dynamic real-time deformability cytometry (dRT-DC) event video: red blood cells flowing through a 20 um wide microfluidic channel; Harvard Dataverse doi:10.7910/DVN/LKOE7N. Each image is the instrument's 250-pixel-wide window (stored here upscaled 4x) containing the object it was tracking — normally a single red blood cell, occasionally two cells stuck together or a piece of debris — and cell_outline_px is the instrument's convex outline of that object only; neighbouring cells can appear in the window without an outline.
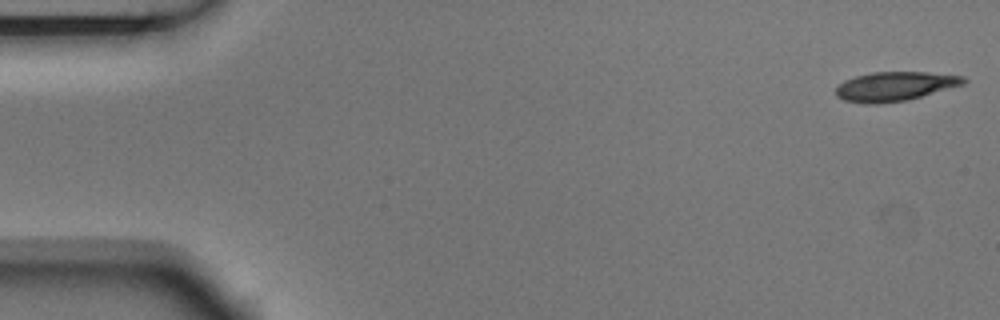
{"species": "Egyptian fruit bat (a non-hibernating species)", "species_latin": "Rousettus aegyptiacus", "temperature_condition": "room temperature", "stored_images_in_passage": 4, "camera_frame_rate_fps": 3000, "um_per_image_px": 0.085, "animal": {"sex": "male"}, "frame": {"image": 1, "passage_image": 1, "time_ms": 0.0, "image_size_px": [1000, 320], "cell_outline_px": [[968, 80], [964, 84], [908, 100], [876, 104], [864, 104], [844, 100], [836, 96], [836, 88], [844, 80], [856, 76], [872, 72], [928, 72], [964, 76]], "centroid_in_image_um": [76.07, 7.34], "position_along_channel_um": 8.9, "area_um2": 21.79}}
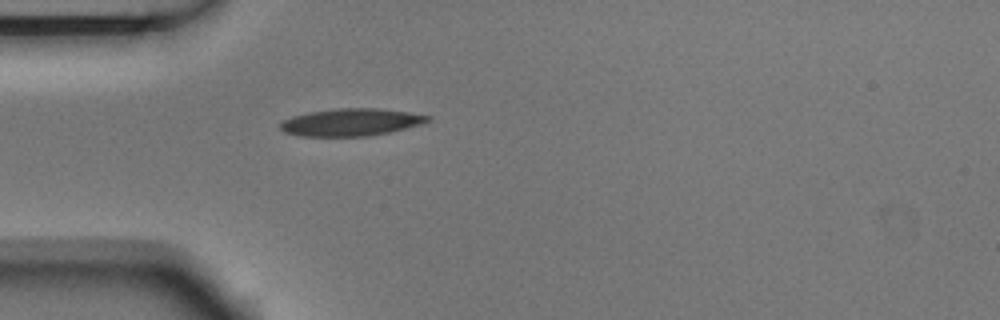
{"frame": {"image": 2, "passage_image": 4, "time_ms": 1.0, "image_size_px": [1000, 320], "cell_outline_px": [[432, 120], [420, 124], [388, 132], [368, 136], [304, 136], [284, 132], [280, 128], [280, 124], [284, 120], [292, 116], [308, 112], [336, 108], [376, 108], [408, 112], [432, 116]], "centroid_in_image_um": [29.83, 10.38], "position_along_channel_um": 55.2, "area_um2": 23.35}}